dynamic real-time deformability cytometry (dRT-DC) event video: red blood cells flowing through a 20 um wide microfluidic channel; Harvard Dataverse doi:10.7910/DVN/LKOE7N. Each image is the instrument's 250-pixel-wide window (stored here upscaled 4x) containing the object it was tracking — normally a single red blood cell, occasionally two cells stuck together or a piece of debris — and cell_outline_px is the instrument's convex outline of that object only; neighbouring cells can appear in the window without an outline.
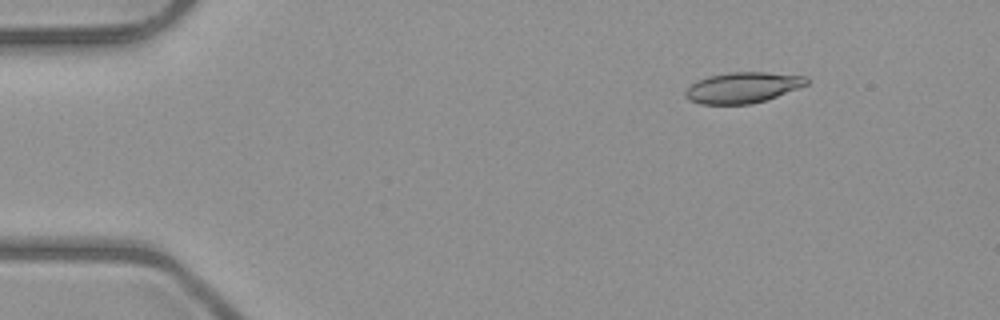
{"species": "common noctule bat (a hibernating species)", "species_latin": "Nyctalus noctula", "temperature_condition": "room temperature", "stored_images_in_passage": 5, "camera_frame_rate_fps": 3000, "um_per_image_px": 0.085, "animal": {"sex": "male", "body_mass_g": 23.1, "forearm_length_mm": 52.7}, "frame": {"image": 1, "passage_image": 5, "time_ms": 4.667, "image_size_px": [1000, 320], "cell_outline_px": [[808, 84], [776, 96], [764, 100], [748, 104], [700, 104], [688, 100], [684, 96], [684, 92], [696, 80], [708, 76], [728, 72], [764, 72], [808, 76]], "centroid_in_image_um": [63.09, 7.43], "position_along_channel_um": 21.9, "area_um2": 21.68}}